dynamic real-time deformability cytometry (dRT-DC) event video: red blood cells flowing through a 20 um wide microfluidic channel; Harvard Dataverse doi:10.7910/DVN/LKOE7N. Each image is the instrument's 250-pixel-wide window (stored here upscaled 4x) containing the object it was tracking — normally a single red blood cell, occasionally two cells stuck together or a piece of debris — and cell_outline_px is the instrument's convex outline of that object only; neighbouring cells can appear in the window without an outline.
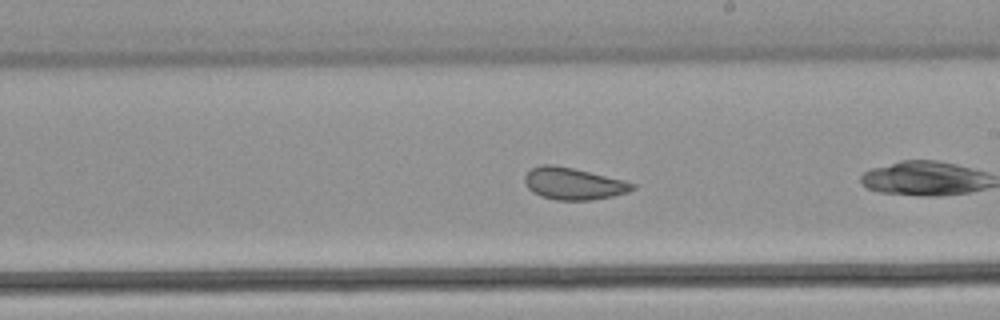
{"species": "common noctule bat (a hibernating species)", "species_latin": "Nyctalus noctula", "temperature_condition": "warm", "stored_images_in_passage": 26, "camera_frame_rate_fps": 3000, "um_per_image_px": 0.085, "animal": {"sex": "male", "body_mass_g": 21.5, "forearm_length_mm": 52.0}, "frame": {"image": 1, "passage_image": 15, "time_ms": 4.667, "image_size_px": [1000, 320], "cell_outline_px": [[636, 188], [628, 192], [612, 196], [588, 200], [556, 200], [540, 196], [532, 192], [528, 188], [524, 180], [524, 176], [532, 168], [540, 164], [552, 164], [572, 168], [624, 180], [636, 184]], "centroid_in_image_um": [48.72, 15.61], "position_along_channel_um": 240.3, "area_um2": 20.0}}
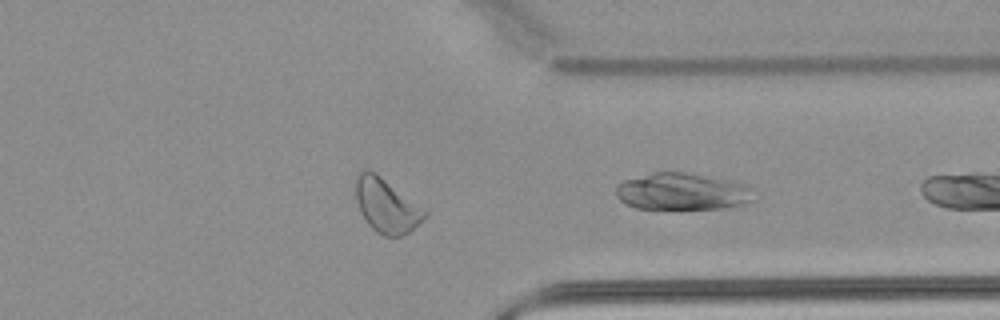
{"frame": {"image": 2, "passage_image": 26, "time_ms": 8.333, "image_size_px": [1000, 320], "cell_outline_px": [[756, 200], [744, 204], [724, 208], [636, 208], [624, 204], [616, 196], [616, 184], [624, 180], [652, 172], [684, 172], [728, 180], [740, 184], [748, 188]], "centroid_in_image_um": [57.92, 16.28], "position_along_channel_um": 353.5, "area_um2": 29.36}}